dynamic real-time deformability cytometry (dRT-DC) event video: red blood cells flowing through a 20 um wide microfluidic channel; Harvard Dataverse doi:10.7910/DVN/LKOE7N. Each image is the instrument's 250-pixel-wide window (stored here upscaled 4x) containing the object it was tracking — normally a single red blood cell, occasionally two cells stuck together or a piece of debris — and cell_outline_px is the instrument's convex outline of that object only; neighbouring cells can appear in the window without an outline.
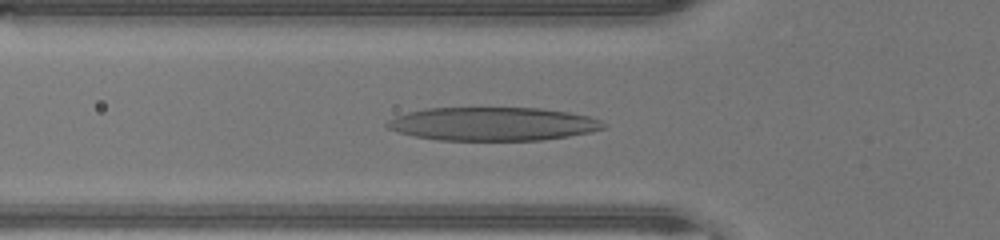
{"species": "human", "species_latin": "Homo sapiens", "temperature_condition": "warm", "stored_images_in_passage": 35, "camera_frame_rate_fps": 3000, "um_per_image_px": 0.085, "donor": {"sex": "male"}, "frame": {"image": 1, "passage_image": 8, "time_ms": 2.333, "image_size_px": [1000, 240], "cell_outline_px": [[608, 124], [604, 128], [592, 132], [568, 136], [540, 140], [436, 140], [416, 136], [400, 132], [388, 128], [384, 124], [388, 120], [396, 116], [408, 112], [428, 108], [540, 108], [568, 112], [588, 116], [600, 120]], "centroid_in_image_um": [41.91, 10.53], "position_along_channel_um": 83.9, "area_um2": 42.08}}
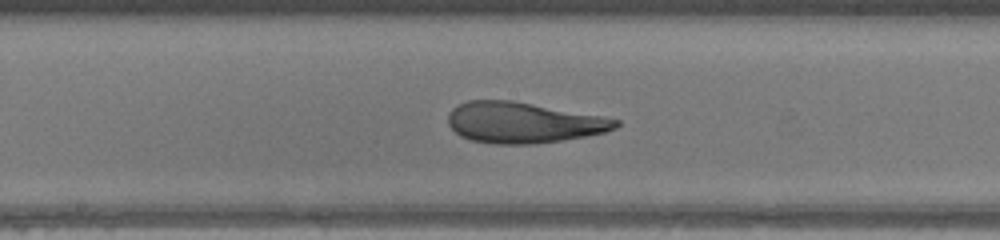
{"frame": {"image": 2, "passage_image": 16, "time_ms": 5.0, "image_size_px": [1000, 240], "cell_outline_px": [[620, 124], [616, 128], [604, 132], [584, 136], [560, 140], [532, 144], [496, 144], [472, 140], [460, 136], [448, 124], [448, 112], [456, 104], [468, 100], [512, 100], [600, 116], [620, 120]], "centroid_in_image_um": [44.42, 10.41], "position_along_channel_um": 203.8, "area_um2": 39.65}}
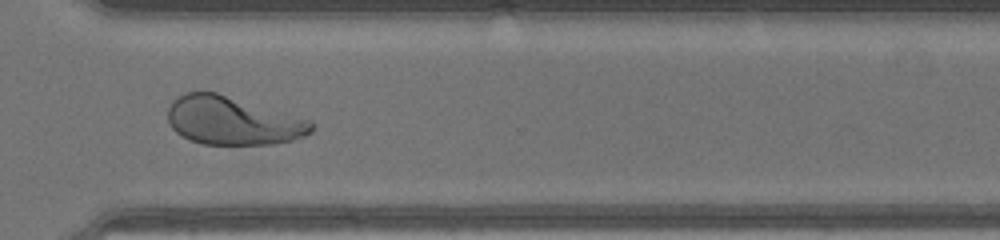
{"frame": {"image": 3, "passage_image": 26, "time_ms": 8.333, "image_size_px": [1000, 240], "cell_outline_px": [[312, 132], [304, 136], [292, 140], [272, 144], [204, 144], [192, 140], [176, 132], [172, 128], [168, 120], [168, 108], [172, 100], [188, 92], [216, 92], [308, 120], [312, 124]], "centroid_in_image_um": [19.74, 10.27], "position_along_channel_um": 350.9, "area_um2": 39.65}, "authors_computed_cell_mechanics": {"area_um2": 42.0784, "velocity_mm_per_s": 4.4293, "shape_relaxation_time_tau1_ms": 5.7525, "shape_relaxation_time_tau2_ms": 1.0959, "deformation_change_tau1": 0.3138, "deformation_change_tau2": 0.0948}}